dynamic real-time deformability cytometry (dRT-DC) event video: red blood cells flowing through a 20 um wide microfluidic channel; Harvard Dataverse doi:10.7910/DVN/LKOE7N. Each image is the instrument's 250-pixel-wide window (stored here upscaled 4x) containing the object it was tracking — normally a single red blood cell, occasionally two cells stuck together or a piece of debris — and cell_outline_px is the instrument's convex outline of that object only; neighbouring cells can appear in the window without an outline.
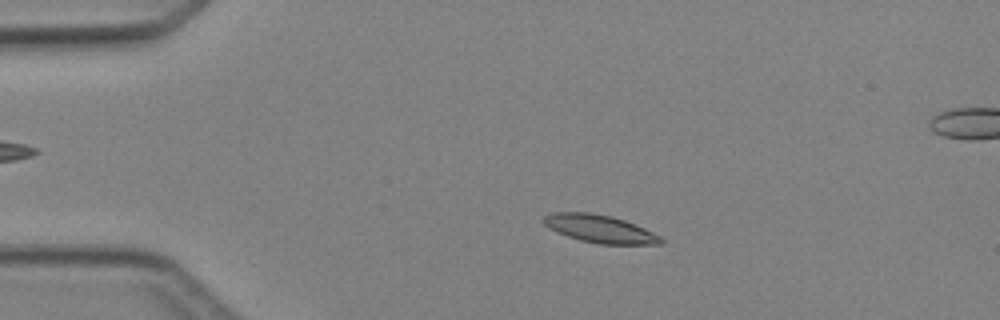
{"species": "Egyptian fruit bat (a non-hibernating species)", "species_latin": "Rousettus aegyptiacus", "temperature_condition": "cold", "stored_images_in_passage": 4, "segment_of_instrument_passage": [1, 2], "camera_frame_rate_fps": 3000, "um_per_image_px": 0.085, "animal": {"sex": "female"}, "frame": {"image": 1, "passage_image": 2, "time_ms": 1.0, "image_size_px": [1000, 320], "cell_outline_px": [[664, 244], [600, 244], [580, 240], [556, 232], [548, 228], [540, 220], [544, 216], [552, 212], [588, 212], [612, 216], [624, 220], [644, 228], [660, 236], [664, 240]], "centroid_in_image_um": [50.95, 19.44], "position_along_channel_um": 34.1, "area_um2": 19.07}}